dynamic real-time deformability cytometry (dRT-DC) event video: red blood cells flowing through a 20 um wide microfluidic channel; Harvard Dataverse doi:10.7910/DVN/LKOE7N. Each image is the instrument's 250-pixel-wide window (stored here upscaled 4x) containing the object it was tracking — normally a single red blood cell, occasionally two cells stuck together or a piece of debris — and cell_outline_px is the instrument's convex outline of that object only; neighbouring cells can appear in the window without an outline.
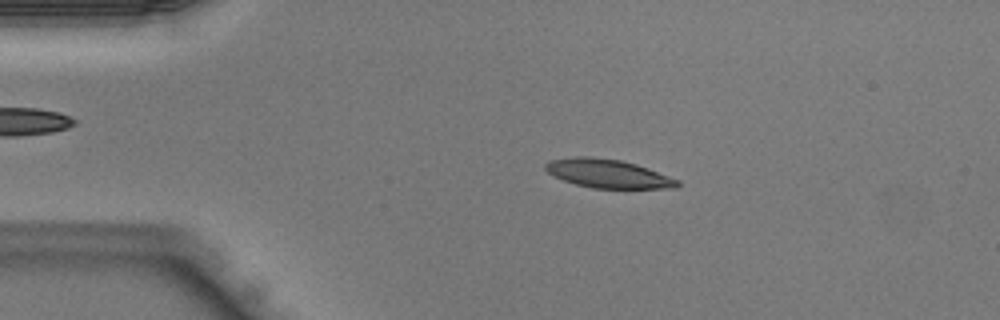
{"species": "Egyptian fruit bat (a non-hibernating species)", "species_latin": "Rousettus aegyptiacus", "temperature_condition": "warm", "stored_images_in_passage": 37, "camera_frame_rate_fps": 3000, "um_per_image_px": 0.085, "animal": {"sex": "male"}, "frame": {"image": 1, "passage_image": 3, "time_ms": 0.667, "image_size_px": [1000, 320], "cell_outline_px": [[680, 184], [676, 188], [592, 188], [576, 184], [552, 176], [544, 168], [544, 164], [548, 160], [572, 156], [588, 156], [620, 160], [636, 164], [648, 168], [680, 180]], "centroid_in_image_um": [51.65, 14.75], "position_along_channel_um": 33.4, "area_um2": 22.14}}
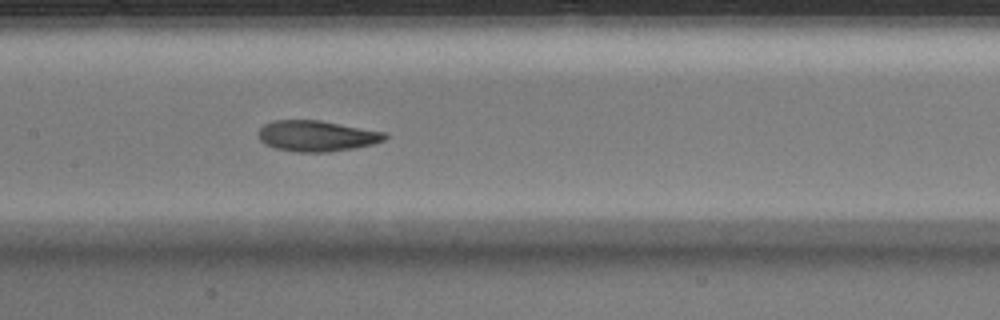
{"frame": {"image": 2, "passage_image": 15, "time_ms": 4.667, "image_size_px": [1000, 320], "cell_outline_px": [[388, 136], [384, 140], [372, 144], [356, 148], [328, 152], [296, 152], [276, 148], [264, 144], [260, 140], [256, 132], [264, 124], [276, 120], [320, 120], [388, 132]], "centroid_in_image_um": [26.93, 11.55], "position_along_channel_um": 180.5, "area_um2": 23.0}}
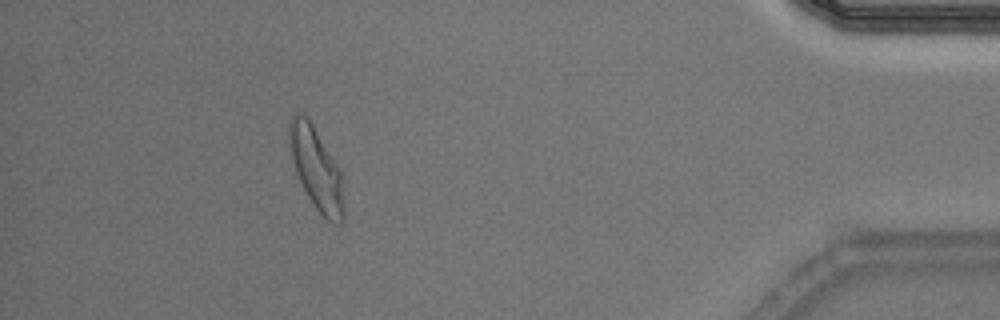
{"frame": {"image": 3, "passage_image": 33, "time_ms": 10.667, "image_size_px": [1000, 320], "cell_outline_px": [[344, 220], [340, 224], [336, 224], [328, 220], [312, 204], [296, 172], [292, 156], [288, 136], [288, 124], [292, 116], [296, 112], [300, 112], [308, 116], [336, 164], [340, 172], [344, 204]], "centroid_in_image_um": [26.88, 14.31], "position_along_channel_um": 408.3, "area_um2": 25.72}}